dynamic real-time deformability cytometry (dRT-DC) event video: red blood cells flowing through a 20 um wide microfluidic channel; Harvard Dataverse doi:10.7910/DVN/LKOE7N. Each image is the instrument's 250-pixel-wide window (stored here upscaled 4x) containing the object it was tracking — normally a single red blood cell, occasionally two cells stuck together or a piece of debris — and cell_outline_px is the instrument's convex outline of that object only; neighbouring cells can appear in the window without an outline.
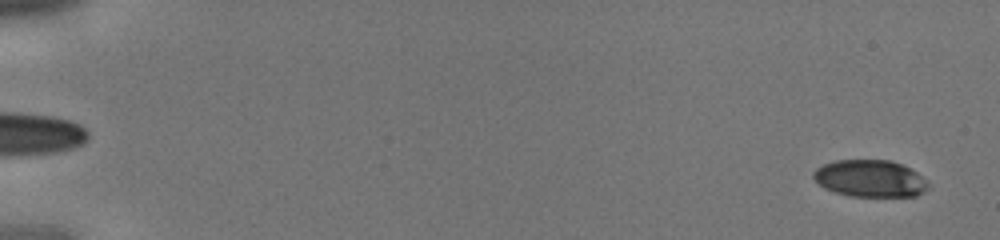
{"species": "human", "species_latin": "Homo sapiens", "temperature_condition": "cold", "stored_images_in_passage": 6, "camera_frame_rate_fps": 3000, "um_per_image_px": 0.085, "donor": {"sex": "male"}, "frame": {"image": 1, "passage_image": 1, "time_ms": 0.0, "image_size_px": [1000, 240], "cell_outline_px": [[928, 188], [924, 192], [916, 196], [848, 196], [824, 188], [812, 176], [812, 172], [816, 168], [824, 164], [836, 160], [892, 160], [916, 172], [928, 184]], "centroid_in_image_um": [73.93, 15.17], "position_along_channel_um": 11.1, "area_um2": 24.57}}
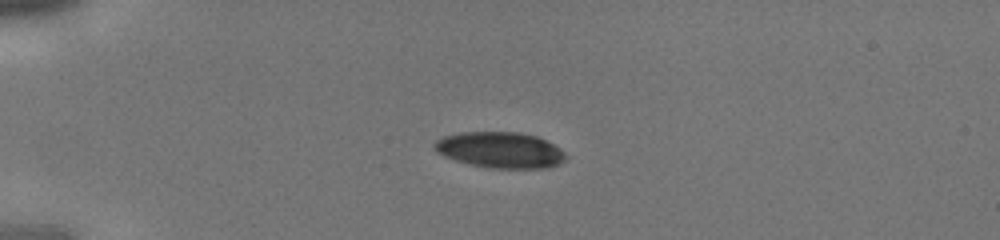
{"frame": {"image": 2, "passage_image": 5, "time_ms": 1.333, "image_size_px": [1000, 240], "cell_outline_px": [[568, 156], [560, 164], [544, 168], [488, 168], [456, 160], [444, 156], [436, 152], [432, 148], [432, 144], [436, 140], [444, 136], [460, 132], [520, 132], [536, 136], [560, 148]], "centroid_in_image_um": [42.49, 12.74], "position_along_channel_um": 42.5, "area_um2": 27.57}}